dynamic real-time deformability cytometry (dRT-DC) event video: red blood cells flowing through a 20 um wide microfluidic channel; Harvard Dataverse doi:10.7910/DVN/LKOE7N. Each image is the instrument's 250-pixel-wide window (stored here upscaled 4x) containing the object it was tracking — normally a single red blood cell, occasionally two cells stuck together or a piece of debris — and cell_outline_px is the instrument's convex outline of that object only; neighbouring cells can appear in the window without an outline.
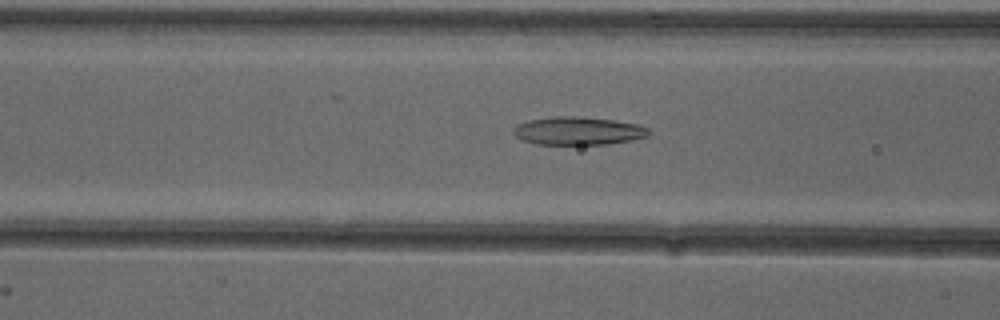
{"species": "common noctule bat (a hibernating species)", "species_latin": "Nyctalus noctula", "temperature_condition": "cold", "stored_images_in_passage": 41, "camera_frame_rate_fps": 3000, "um_per_image_px": 0.085, "animal": {"sex": "female"}, "frame": {"image": 1, "passage_image": 15, "time_ms": 4.667, "image_size_px": [1000, 320], "cell_outline_px": [[648, 136], [632, 140], [608, 144], [536, 144], [520, 140], [512, 132], [512, 128], [528, 120], [552, 116], [576, 116], [612, 120], [636, 124], [648, 128]], "centroid_in_image_um": [49.09, 11.13], "position_along_channel_um": 117.5, "area_um2": 22.08}}
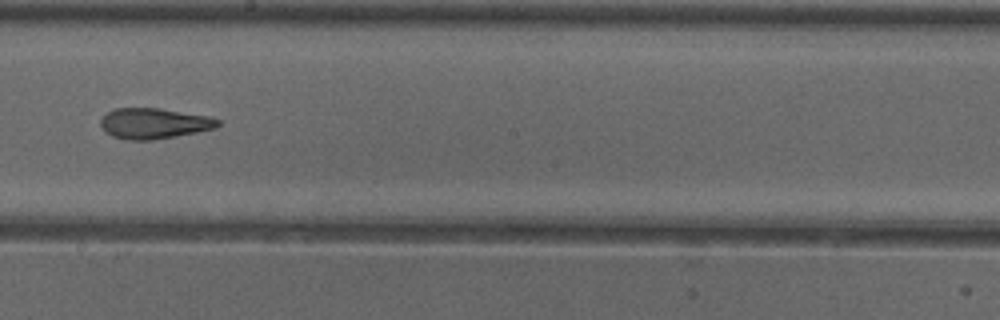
{"frame": {"image": 2, "passage_image": 24, "time_ms": 7.667, "image_size_px": [1000, 320], "cell_outline_px": [[220, 124], [216, 128], [176, 136], [152, 140], [128, 140], [112, 136], [104, 132], [100, 124], [100, 120], [108, 112], [116, 108], [160, 108], [208, 116], [220, 120]], "centroid_in_image_um": [13.08, 10.49], "position_along_channel_um": 235.1, "area_um2": 20.92}}
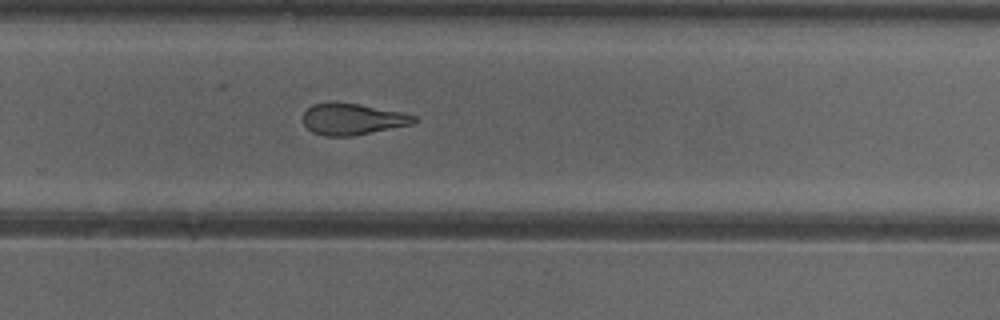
{"frame": {"image": 3, "passage_image": 29, "time_ms": 9.333, "image_size_px": [1000, 320], "cell_outline_px": [[416, 120], [412, 124], [352, 136], [324, 136], [312, 132], [304, 124], [304, 112], [312, 104], [332, 100], [360, 104], [400, 112], [416, 116]], "centroid_in_image_um": [29.91, 10.1], "position_along_channel_um": 299.9, "area_um2": 20.4}, "authors_computed_cell_mechanics": {"area_um2": 21.6172, "velocity_mm_per_s": 3.905, "shape_relaxation_time_tau1_ms": null, "shape_relaxation_time_tau2_ms": 2.6718, "deformation_change_tau1": null, "deformation_change_tau2": 0.1216}}